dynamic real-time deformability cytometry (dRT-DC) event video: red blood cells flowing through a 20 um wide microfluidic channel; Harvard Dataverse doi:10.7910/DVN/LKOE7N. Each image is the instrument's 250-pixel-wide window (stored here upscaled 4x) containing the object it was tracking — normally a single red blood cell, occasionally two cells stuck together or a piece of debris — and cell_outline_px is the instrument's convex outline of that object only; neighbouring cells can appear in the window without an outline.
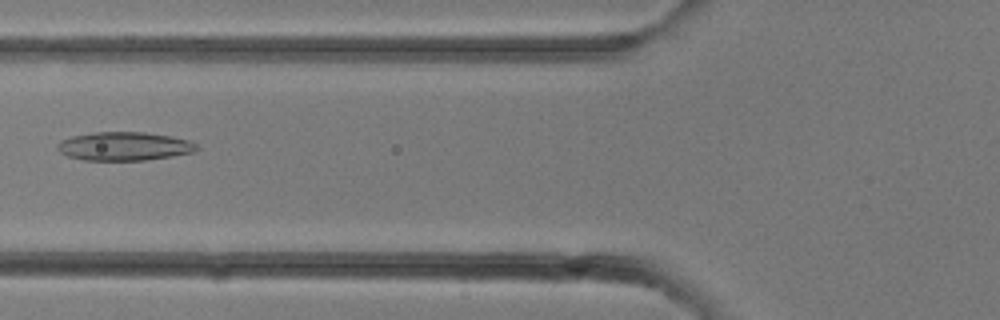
{"species": "common noctule bat (a hibernating species)", "species_latin": "Nyctalus noctula", "temperature_condition": "room temperature", "stored_images_in_passage": 11, "camera_frame_rate_fps": 3000, "um_per_image_px": 0.085, "animal": {"sex": "female"}, "frame": {"image": 1, "passage_image": 8, "time_ms": 2.333, "image_size_px": [1000, 320], "cell_outline_px": [[200, 148], [196, 152], [172, 156], [144, 160], [84, 160], [68, 156], [60, 152], [56, 148], [56, 144], [60, 140], [72, 136], [96, 132], [144, 132], [172, 136], [188, 140], [196, 144]], "centroid_in_image_um": [10.57, 12.43], "position_along_channel_um": 115.2, "area_um2": 23.29}}
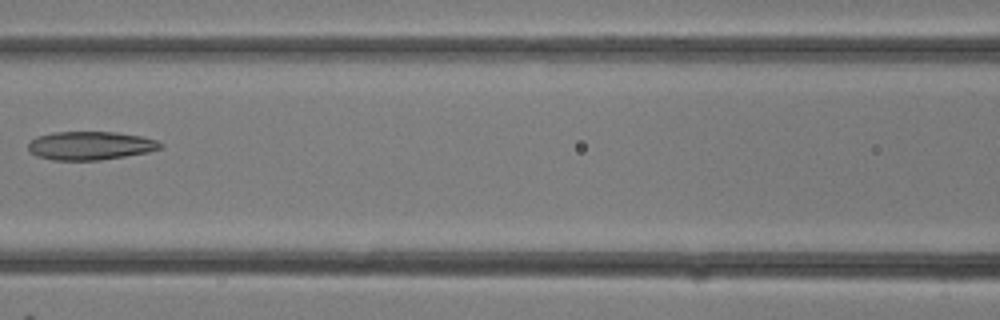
{"frame": {"image": 2, "passage_image": 10, "time_ms": 3.0, "image_size_px": [1000, 320], "cell_outline_px": [[164, 144], [160, 148], [148, 152], [100, 160], [52, 160], [36, 156], [28, 152], [28, 144], [36, 136], [52, 132], [116, 132], [140, 136], [156, 140]], "centroid_in_image_um": [7.63, 12.38], "position_along_channel_um": 159.0, "area_um2": 21.96}}